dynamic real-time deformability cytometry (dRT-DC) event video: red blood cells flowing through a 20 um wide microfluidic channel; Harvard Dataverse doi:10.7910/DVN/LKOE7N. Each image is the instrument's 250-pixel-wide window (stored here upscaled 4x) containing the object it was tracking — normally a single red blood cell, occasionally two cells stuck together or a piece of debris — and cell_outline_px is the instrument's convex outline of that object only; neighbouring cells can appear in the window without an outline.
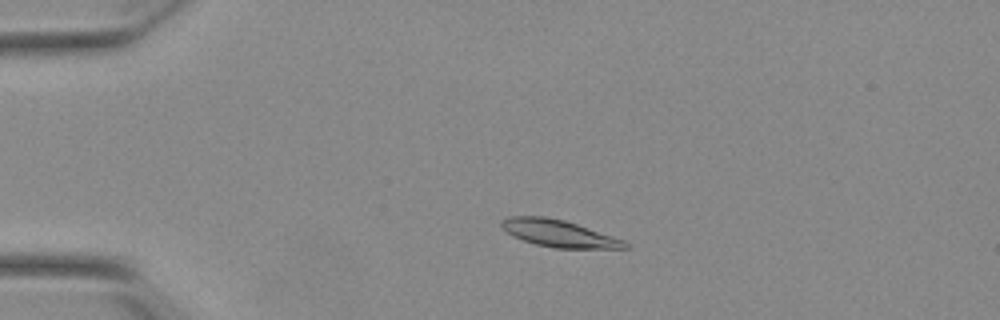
{"species": "Egyptian fruit bat (a non-hibernating species)", "species_latin": "Rousettus aegyptiacus", "temperature_condition": "warm", "stored_images_in_passage": 51, "camera_frame_rate_fps": 3000, "um_per_image_px": 0.085, "animal": {"sex": "female"}, "frame": {"image": 1, "passage_image": 10, "time_ms": 3.0, "image_size_px": [1000, 320], "cell_outline_px": [[628, 248], [556, 248], [536, 244], [512, 236], [500, 224], [500, 220], [508, 216], [544, 216], [564, 220], [624, 240], [628, 244]], "centroid_in_image_um": [47.46, 19.83], "position_along_channel_um": 37.5, "area_um2": 19.13}}
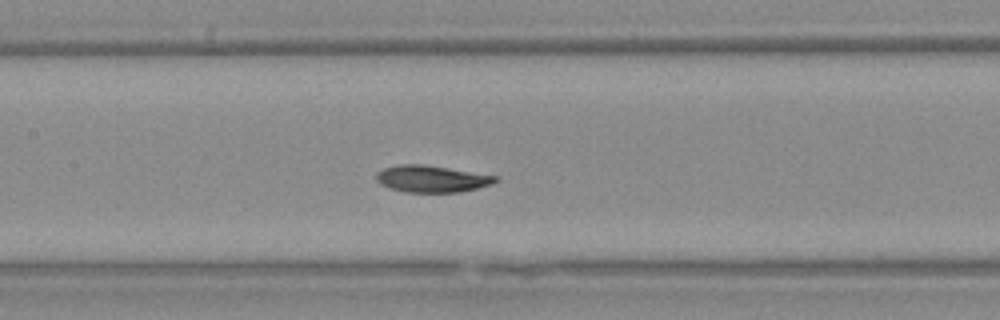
{"frame": {"image": 2, "passage_image": 24, "time_ms": 7.667, "image_size_px": [1000, 320], "cell_outline_px": [[500, 180], [492, 184], [460, 192], [404, 192], [380, 184], [376, 180], [376, 172], [384, 168], [400, 164], [424, 164], [500, 176]], "centroid_in_image_um": [36.73, 15.19], "position_along_channel_um": 170.7, "area_um2": 18.73}}
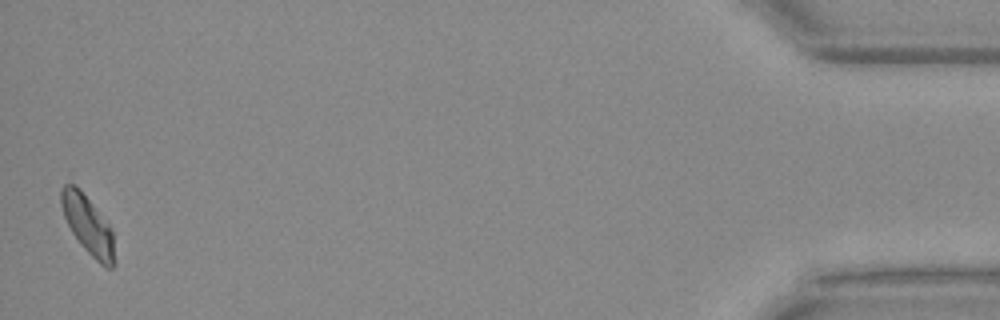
{"frame": {"image": 3, "passage_image": 51, "time_ms": 16.667, "image_size_px": [1000, 320], "cell_outline_px": [[116, 264], [112, 268], [104, 268], [80, 244], [72, 232], [64, 216], [60, 204], [60, 192], [64, 184], [72, 184], [88, 200], [112, 228]], "centroid_in_image_um": [7.5, 19.21], "position_along_channel_um": 427.7, "area_um2": 17.86}, "authors_computed_cell_mechanics": {"area_um2": 18.8428, "velocity_mm_per_s": 3.8282, "shape_relaxation_time_tau1_ms": 3.1713, "shape_relaxation_time_tau2_ms": 2.85, "deformation_change_tau1": 0.1299, "deformation_change_tau2": 0.067}}